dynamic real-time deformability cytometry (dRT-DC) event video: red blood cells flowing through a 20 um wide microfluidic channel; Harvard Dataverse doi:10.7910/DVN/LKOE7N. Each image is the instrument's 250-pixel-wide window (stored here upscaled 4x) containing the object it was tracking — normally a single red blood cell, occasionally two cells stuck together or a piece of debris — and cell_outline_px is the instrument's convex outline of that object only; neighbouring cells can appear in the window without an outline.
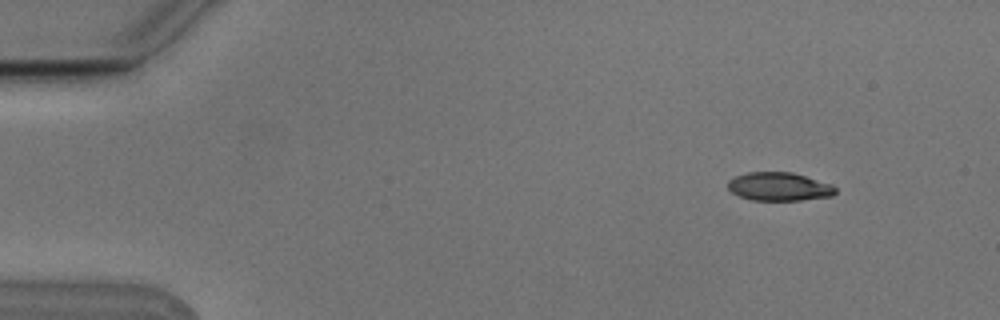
{"species": "Egyptian fruit bat (a non-hibernating species)", "species_latin": "Rousettus aegyptiacus", "temperature_condition": "cold", "stored_images_in_passage": 3, "camera_frame_rate_fps": 3000, "um_per_image_px": 0.085, "animal": {"sex": "male"}, "frame": {"image": 1, "passage_image": 2, "time_ms": 0.333, "image_size_px": [1000, 320], "cell_outline_px": [[836, 192], [832, 196], [800, 200], [752, 200], [740, 196], [732, 192], [728, 188], [728, 180], [736, 176], [748, 172], [792, 172], [832, 184], [836, 188]], "centroid_in_image_um": [66.23, 15.86], "position_along_channel_um": 18.8, "area_um2": 17.74}}